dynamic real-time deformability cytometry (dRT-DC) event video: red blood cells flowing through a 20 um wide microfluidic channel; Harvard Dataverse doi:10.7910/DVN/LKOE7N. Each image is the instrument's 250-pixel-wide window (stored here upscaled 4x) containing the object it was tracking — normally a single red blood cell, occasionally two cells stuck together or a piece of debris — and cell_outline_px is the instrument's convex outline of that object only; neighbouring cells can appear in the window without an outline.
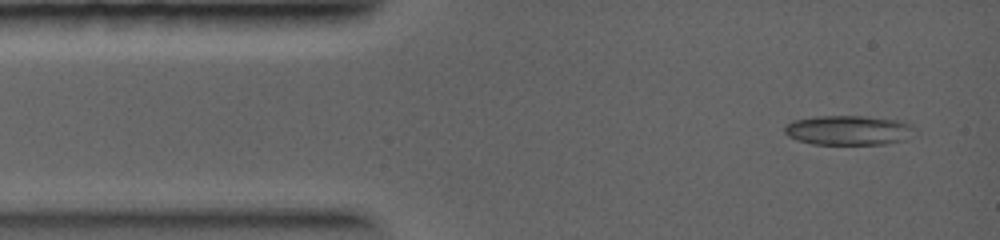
{"species": "common noctule bat (a hibernating species)", "species_latin": "Nyctalus noctula", "temperature_condition": "warm", "stored_images_in_passage": 5, "camera_frame_rate_fps": 5000, "um_per_image_px": 0.085, "animal": {"sex": "female", "body_mass_g": 19.0, "forearm_length_mm": 56.7}, "frame": {"image": 1, "passage_image": 1, "time_ms": 0.0, "image_size_px": [1000, 240], "cell_outline_px": [[920, 132], [904, 140], [884, 144], [812, 144], [796, 140], [788, 136], [784, 132], [784, 124], [792, 120], [816, 116], [864, 116], [904, 120], [916, 128]], "centroid_in_image_um": [72.17, 11.06], "position_along_channel_um": 12.8, "area_um2": 23.06}}
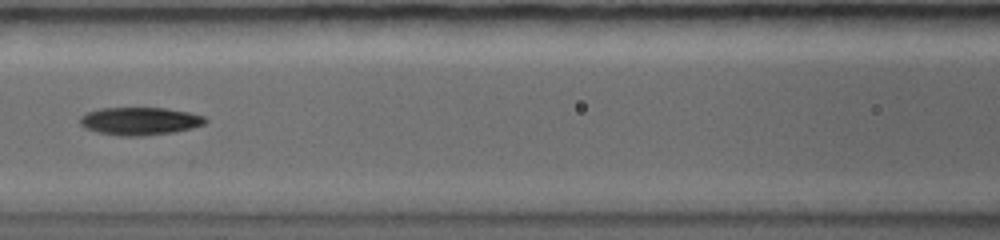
{"frame": {"image": 2, "passage_image": 5, "time_ms": 3.8, "image_size_px": [1000, 240], "cell_outline_px": [[208, 120], [204, 124], [192, 128], [176, 132], [140, 136], [120, 136], [96, 132], [84, 128], [80, 124], [80, 116], [88, 112], [100, 108], [164, 108], [188, 112], [204, 116]], "centroid_in_image_um": [11.87, 10.3], "position_along_channel_um": 154.7, "area_um2": 20.4}}